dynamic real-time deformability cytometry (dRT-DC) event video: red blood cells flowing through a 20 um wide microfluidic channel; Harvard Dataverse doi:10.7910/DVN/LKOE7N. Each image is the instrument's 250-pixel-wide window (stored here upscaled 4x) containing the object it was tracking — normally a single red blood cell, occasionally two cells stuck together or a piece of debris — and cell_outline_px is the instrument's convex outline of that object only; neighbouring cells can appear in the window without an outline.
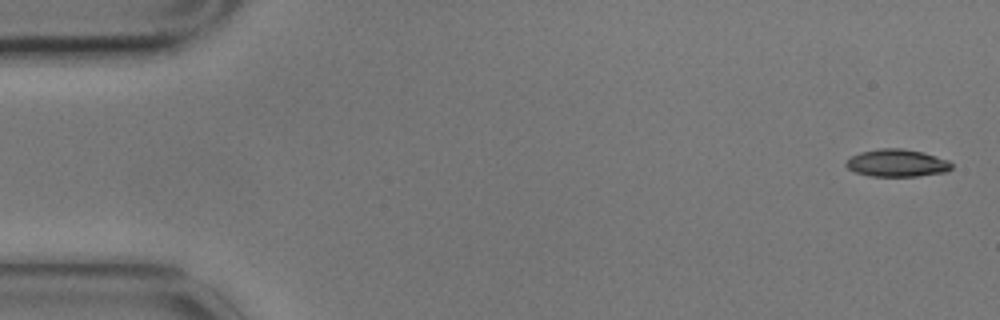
{"species": "common noctule bat (a hibernating species)", "species_latin": "Nyctalus noctula", "temperature_condition": "cold", "stored_images_in_passage": 5, "camera_frame_rate_fps": 3000, "um_per_image_px": 0.085, "animal": {"sex": "male", "body_mass_g": 17.9}, "frame": {"image": 1, "passage_image": 1, "time_ms": 0.0, "image_size_px": [1000, 320], "cell_outline_px": [[952, 168], [948, 172], [916, 176], [872, 176], [856, 172], [848, 168], [844, 164], [852, 156], [860, 152], [880, 148], [900, 148], [924, 152], [948, 160], [952, 164]], "centroid_in_image_um": [76.27, 13.85], "position_along_channel_um": 8.7, "area_um2": 16.88}}
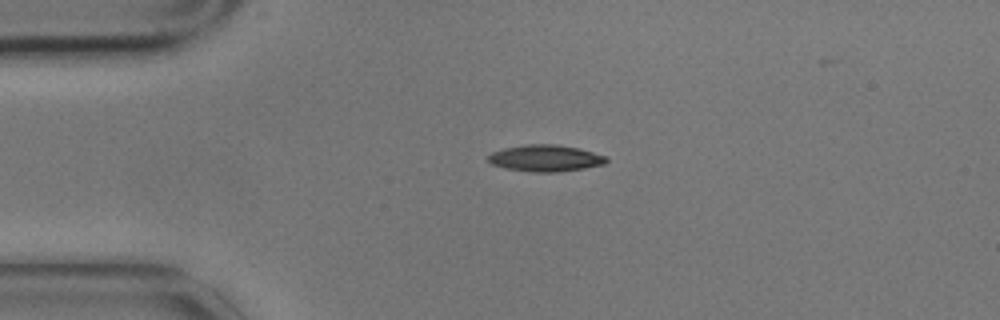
{"frame": {"image": 2, "passage_image": 4, "time_ms": 1.0, "image_size_px": [1000, 320], "cell_outline_px": [[608, 160], [604, 164], [584, 168], [560, 172], [532, 172], [504, 168], [492, 164], [488, 160], [488, 156], [492, 152], [504, 148], [528, 144], [556, 144], [580, 148], [604, 156]], "centroid_in_image_um": [46.35, 13.45], "position_along_channel_um": 38.7, "area_um2": 18.26}}